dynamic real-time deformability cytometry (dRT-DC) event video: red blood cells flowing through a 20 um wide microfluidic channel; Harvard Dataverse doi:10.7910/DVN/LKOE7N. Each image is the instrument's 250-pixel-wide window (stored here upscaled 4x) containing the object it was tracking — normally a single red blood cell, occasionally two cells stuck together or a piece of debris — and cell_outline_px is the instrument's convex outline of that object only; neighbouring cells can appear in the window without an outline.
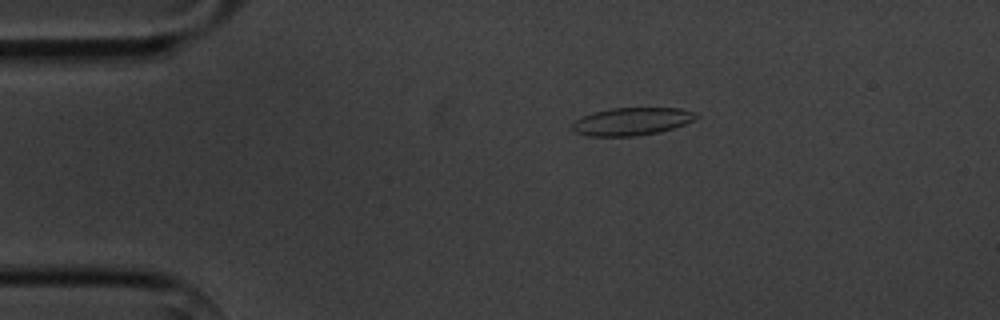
{"species": "common noctule bat (a hibernating species)", "species_latin": "Nyctalus noctula", "temperature_condition": "cold", "stored_images_in_passage": 3, "camera_frame_rate_fps": 3000, "um_per_image_px": 0.085, "animal": {"sex": "male", "body_mass_g": 20.1, "forearm_length_mm": 53.5}, "frame": {"image": 1, "passage_image": 1, "time_ms": 0.0, "image_size_px": [1000, 320], "cell_outline_px": [[700, 116], [684, 124], [660, 132], [632, 136], [588, 136], [576, 132], [572, 128], [572, 120], [592, 112], [612, 108], [680, 108], [692, 112]], "centroid_in_image_um": [53.64, 10.32], "position_along_channel_um": 31.4, "area_um2": 19.94}}